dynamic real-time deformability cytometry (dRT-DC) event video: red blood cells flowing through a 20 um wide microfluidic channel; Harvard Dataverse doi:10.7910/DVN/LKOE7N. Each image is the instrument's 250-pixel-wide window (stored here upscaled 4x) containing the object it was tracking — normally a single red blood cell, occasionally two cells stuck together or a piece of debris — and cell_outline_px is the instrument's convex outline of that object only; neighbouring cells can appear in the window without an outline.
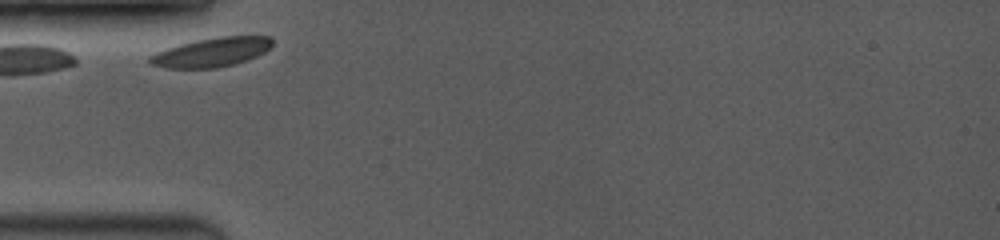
{"species": "common noctule bat (a hibernating species)", "species_latin": "Nyctalus noctula", "temperature_condition": "room temperature", "stored_images_in_passage": 2, "camera_frame_rate_fps": 3500, "um_per_image_px": 0.085, "animal": {"sex": "female", "body_mass_g": 19.0, "forearm_length_mm": 53.3}, "frame": {"image": 1, "passage_image": 1, "time_ms": 0.0, "image_size_px": [1000, 240], "cell_outline_px": [[272, 44], [264, 52], [256, 56], [232, 64], [216, 68], [164, 68], [152, 64], [148, 60], [148, 56], [156, 52], [180, 44], [196, 40], [220, 36], [268, 36], [272, 40]], "centroid_in_image_um": [17.95, 4.44], "position_along_channel_um": 67.1, "area_um2": 20.52}}